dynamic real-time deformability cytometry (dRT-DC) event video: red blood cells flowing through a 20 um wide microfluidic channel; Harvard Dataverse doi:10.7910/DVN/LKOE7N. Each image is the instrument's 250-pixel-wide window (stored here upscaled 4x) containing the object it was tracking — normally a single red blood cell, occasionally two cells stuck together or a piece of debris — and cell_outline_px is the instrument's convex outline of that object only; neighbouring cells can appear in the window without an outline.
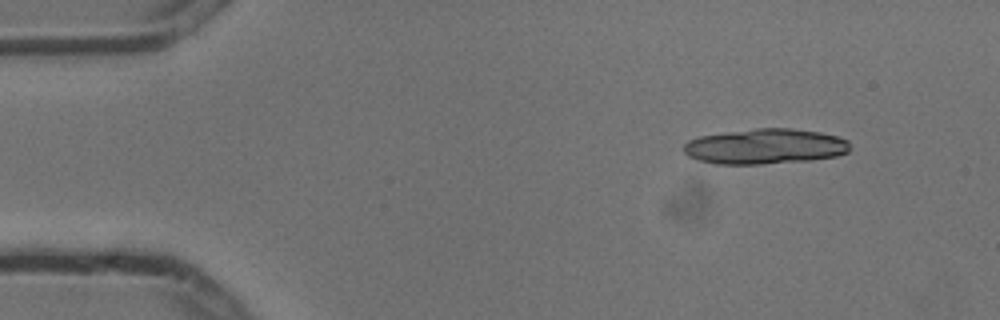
{"species": "common noctule bat (a hibernating species)", "species_latin": "Nyctalus noctula", "temperature_condition": "cold", "stored_images_in_passage": 5, "camera_frame_rate_fps": 3000, "um_per_image_px": 0.085, "animal": {"sex": "male", "body_mass_g": 13.3}, "frame": {"image": 1, "passage_image": 1, "time_ms": 0.0, "image_size_px": [1000, 320], "cell_outline_px": [[848, 152], [836, 156], [812, 160], [760, 164], [716, 164], [696, 160], [688, 156], [684, 152], [684, 144], [688, 140], [700, 136], [724, 132], [756, 128], [792, 128], [820, 132], [836, 136], [848, 140]], "centroid_in_image_um": [65.0, 12.45], "position_along_channel_um": 20.0, "area_um2": 34.33}}